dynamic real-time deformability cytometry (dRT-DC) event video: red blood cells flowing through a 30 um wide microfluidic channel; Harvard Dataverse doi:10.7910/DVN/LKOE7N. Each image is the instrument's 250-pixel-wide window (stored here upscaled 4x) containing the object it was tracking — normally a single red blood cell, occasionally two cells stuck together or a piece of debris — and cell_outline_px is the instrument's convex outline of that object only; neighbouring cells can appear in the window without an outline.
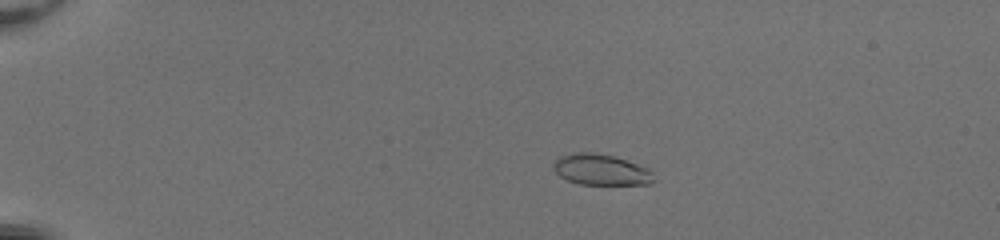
{"species": "common noctule bat (a hibernating species)", "species_latin": "Nyctalus noctula", "temperature_condition": "room temperature", "stored_images_in_passage": 53, "camera_frame_rate_fps": 3000, "um_per_image_px": 0.085, "animal": {"sex": "female", "body_mass_g": 20.0, "forearm_length_mm": 54.0}, "frame": {"image": 1, "passage_image": 13, "time_ms": 4.0, "image_size_px": [1000, 240], "cell_outline_px": [[656, 180], [648, 184], [580, 184], [568, 180], [560, 176], [552, 168], [552, 164], [560, 156], [572, 152], [592, 152], [612, 156], [648, 168], [652, 172]], "centroid_in_image_um": [51.06, 14.42], "position_along_channel_um": 33.9, "area_um2": 17.98}}
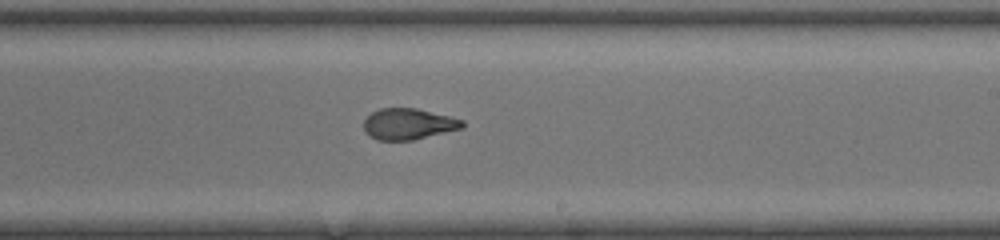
{"frame": {"image": 2, "passage_image": 35, "time_ms": 11.333, "image_size_px": [1000, 240], "cell_outline_px": [[464, 128], [412, 140], [376, 140], [364, 132], [364, 120], [372, 112], [380, 108], [416, 108], [464, 120]], "centroid_in_image_um": [34.7, 10.54], "position_along_channel_um": 254.3, "area_um2": 17.86}}
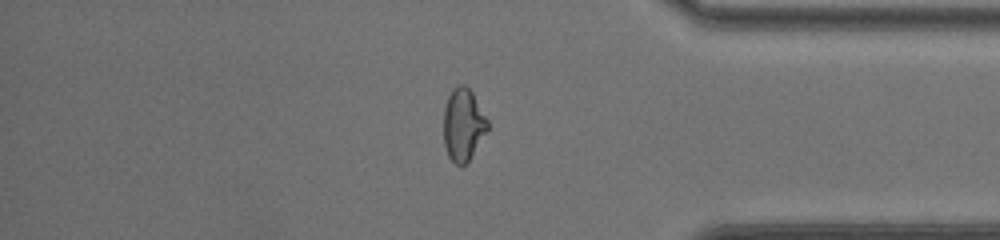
{"frame": {"image": 3, "passage_image": 46, "time_ms": 15.0, "image_size_px": [1000, 240], "cell_outline_px": [[488, 128], [468, 160], [464, 164], [456, 164], [448, 156], [444, 144], [444, 108], [448, 96], [452, 88], [460, 84], [464, 84], [472, 92], [488, 120]], "centroid_in_image_um": [39.35, 10.55], "position_along_channel_um": 395.9, "area_um2": 18.21}, "authors_computed_cell_mechanics": {"area_um2": 18.9006, "velocity_mm_per_s": 4.2114, "shape_relaxation_time_tau1_ms": null, "shape_relaxation_time_tau2_ms": 0.8366, "deformation_change_tau1": null, "deformation_change_tau2": 0.0654}}